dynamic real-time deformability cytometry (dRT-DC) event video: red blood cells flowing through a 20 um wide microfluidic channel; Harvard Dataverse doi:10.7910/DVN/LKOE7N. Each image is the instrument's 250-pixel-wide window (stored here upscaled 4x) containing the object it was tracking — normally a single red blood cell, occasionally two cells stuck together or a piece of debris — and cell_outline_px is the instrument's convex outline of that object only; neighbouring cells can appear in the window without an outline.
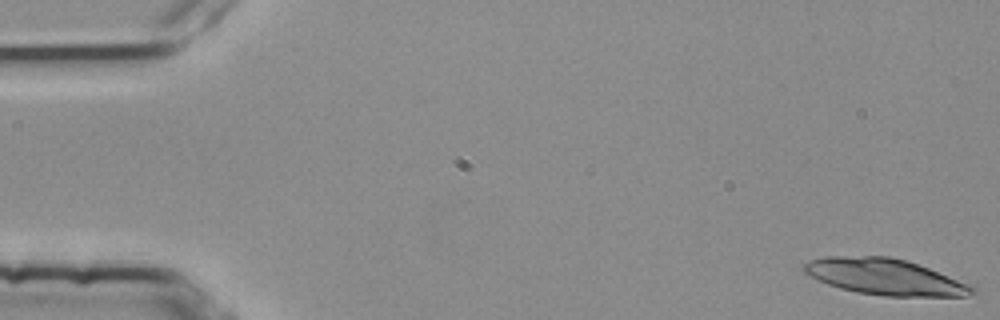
{"species": "common noctule bat (a hibernating species)", "species_latin": "Nyctalus noctula", "temperature_condition": "room temperature", "stored_images_in_passage": 36, "camera_frame_rate_fps": 3000, "um_per_image_px": 0.085, "animal": {"sex": "female", "body_mass_g": 25.1}, "frame": {"image": 1, "passage_image": 1, "time_ms": 0.0, "image_size_px": [1000, 320], "cell_outline_px": [[976, 296], [884, 296], [856, 292], [840, 288], [828, 284], [804, 272], [800, 268], [804, 264], [812, 260], [824, 256], [888, 256], [904, 260], [928, 268], [972, 284], [976, 288]], "centroid_in_image_um": [75.27, 23.54], "position_along_channel_um": 9.7, "area_um2": 35.37}}